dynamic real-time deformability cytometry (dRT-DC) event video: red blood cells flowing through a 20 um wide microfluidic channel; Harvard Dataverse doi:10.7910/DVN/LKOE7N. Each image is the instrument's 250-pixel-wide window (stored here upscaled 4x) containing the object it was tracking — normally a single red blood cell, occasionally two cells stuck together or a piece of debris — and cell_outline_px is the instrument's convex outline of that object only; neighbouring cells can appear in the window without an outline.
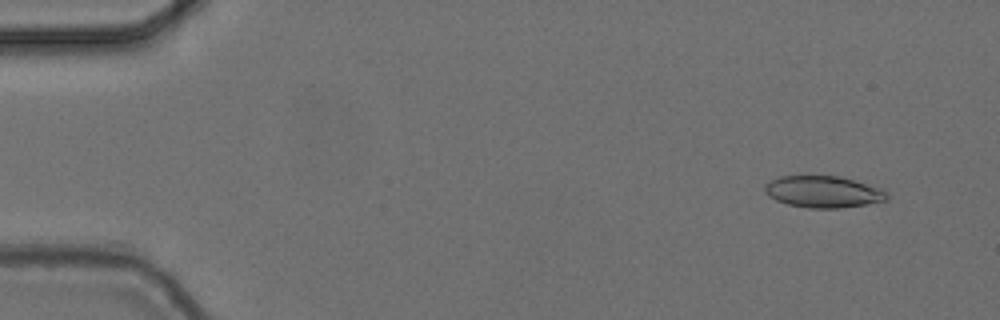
{"species": "common noctule bat (a hibernating species)", "species_latin": "Nyctalus noctula", "temperature_condition": "cold", "stored_images_in_passage": 52, "camera_frame_rate_fps": 3000, "um_per_image_px": 0.085, "animal": {"sex": "female", "body_mass_g": 24.6, "forearm_length_mm": 56.2}, "frame": {"image": 1, "passage_image": 1, "time_ms": 0.0, "image_size_px": [1000, 320], "cell_outline_px": [[888, 200], [840, 208], [808, 208], [788, 204], [776, 200], [768, 196], [764, 192], [764, 184], [780, 176], [840, 176], [884, 188], [888, 192]], "centroid_in_image_um": [70.0, 16.29], "position_along_channel_um": 15.0, "area_um2": 22.72}}
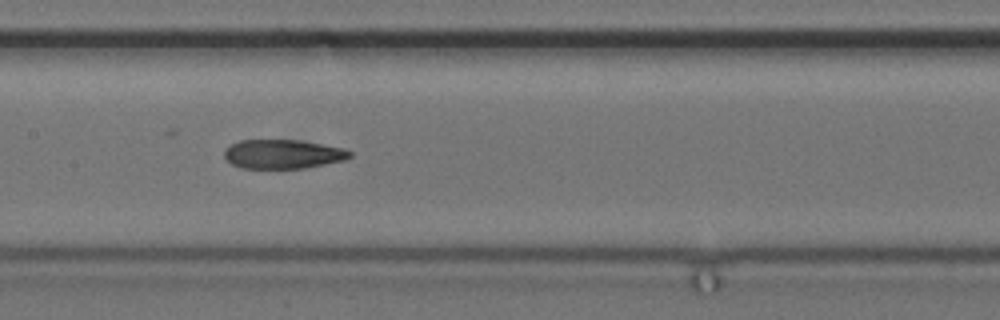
{"frame": {"image": 2, "passage_image": 24, "time_ms": 7.667, "image_size_px": [1000, 320], "cell_outline_px": [[352, 156], [344, 160], [304, 168], [240, 168], [224, 160], [224, 148], [240, 140], [300, 140], [344, 148], [352, 152]], "centroid_in_image_um": [24.01, 13.1], "position_along_channel_um": 183.4, "area_um2": 21.39}}
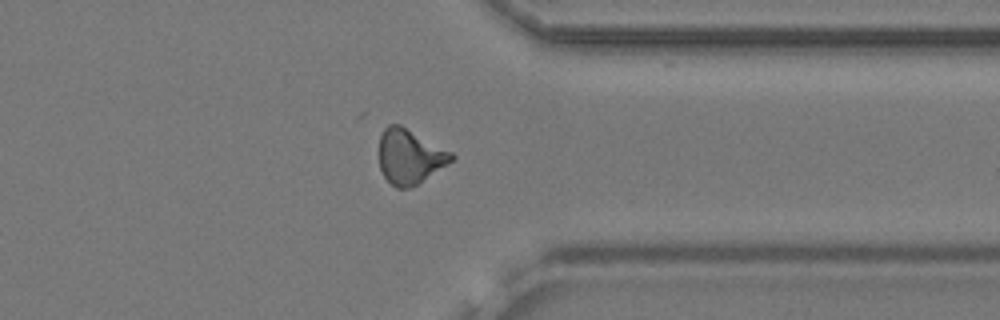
{"frame": {"image": 3, "passage_image": 40, "time_ms": 13.0, "image_size_px": [1000, 320], "cell_outline_px": [[456, 156], [448, 164], [416, 184], [408, 188], [396, 188], [384, 176], [380, 168], [380, 136], [384, 128], [388, 124], [400, 124], [452, 152]], "centroid_in_image_um": [34.83, 13.29], "position_along_channel_um": 376.6, "area_um2": 22.77}, "authors_computed_cell_mechanics": {"area_um2": 22.3686, "velocity_mm_per_s": 3.7125, "shape_relaxation_time_tau1_ms": null, "shape_relaxation_time_tau2_ms": 3.0675, "deformation_change_tau1": null, "deformation_change_tau2": 0.0989}}